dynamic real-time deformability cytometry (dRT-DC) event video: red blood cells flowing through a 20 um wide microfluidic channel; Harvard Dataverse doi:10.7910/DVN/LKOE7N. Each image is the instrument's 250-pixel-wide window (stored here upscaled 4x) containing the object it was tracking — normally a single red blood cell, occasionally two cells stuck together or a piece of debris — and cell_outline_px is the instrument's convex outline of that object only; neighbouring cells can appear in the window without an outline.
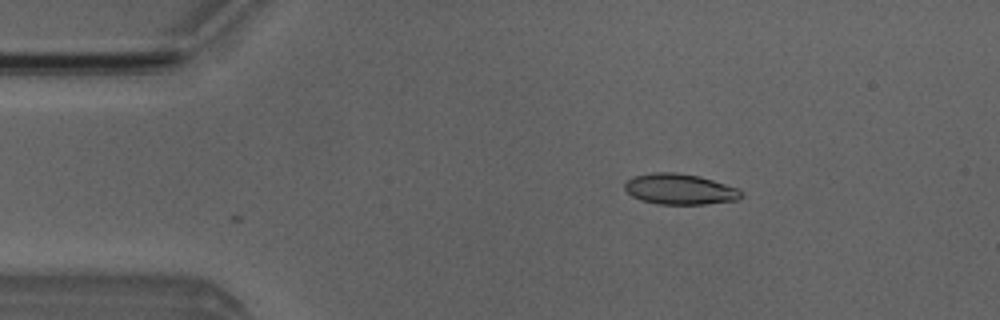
{"species": "Egyptian fruit bat (a non-hibernating species)", "species_latin": "Rousettus aegyptiacus", "temperature_condition": "room temperature", "stored_images_in_passage": 2, "camera_frame_rate_fps": 3000, "um_per_image_px": 0.085, "animal": {"sex": "male"}, "frame": {"image": 1, "passage_image": 2, "time_ms": 1.333, "image_size_px": [1000, 320], "cell_outline_px": [[740, 196], [736, 200], [704, 204], [656, 204], [640, 200], [632, 196], [624, 188], [624, 184], [632, 176], [652, 172], [676, 172], [700, 176], [736, 188], [740, 192]], "centroid_in_image_um": [57.7, 16.07], "position_along_channel_um": 27.3, "area_um2": 20.69}}